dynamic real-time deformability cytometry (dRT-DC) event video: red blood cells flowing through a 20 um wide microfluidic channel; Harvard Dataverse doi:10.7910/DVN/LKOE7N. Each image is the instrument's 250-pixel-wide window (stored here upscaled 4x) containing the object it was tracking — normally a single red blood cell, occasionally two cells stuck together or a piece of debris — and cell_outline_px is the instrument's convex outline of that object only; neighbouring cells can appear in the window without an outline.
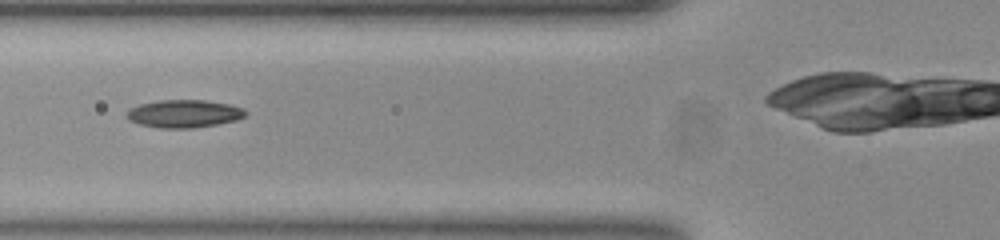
{"species": "common noctule bat (a hibernating species)", "species_latin": "Nyctalus noctula", "temperature_condition": "room temperature", "stored_images_in_passage": 28, "camera_frame_rate_fps": 3000, "um_per_image_px": 0.085, "animal": {"sex": "female", "body_mass_g": 23.0, "forearm_length_mm": 53.4}, "frame": {"image": 1, "passage_image": 5, "time_ms": 1.333, "image_size_px": [1000, 240], "cell_outline_px": [[248, 112], [244, 116], [236, 120], [216, 124], [192, 128], [160, 128], [140, 124], [128, 120], [128, 112], [132, 108], [140, 104], [160, 100], [204, 100], [228, 104], [244, 108]], "centroid_in_image_um": [15.67, 9.66], "position_along_channel_um": 110.1, "area_um2": 19.02}}
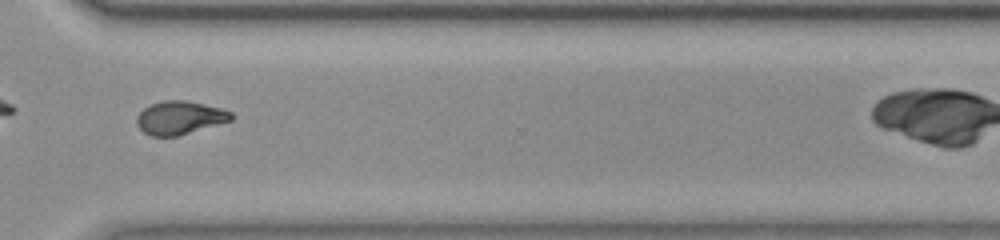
{"frame": {"image": 2, "passage_image": 24, "time_ms": 7.667, "image_size_px": [1000, 240], "cell_outline_px": [[232, 120], [176, 136], [152, 136], [144, 132], [136, 124], [136, 116], [144, 108], [152, 104], [164, 100], [184, 100], [220, 108], [232, 112]], "centroid_in_image_um": [15.25, 10.0], "position_along_channel_um": 355.4, "area_um2": 18.03}}